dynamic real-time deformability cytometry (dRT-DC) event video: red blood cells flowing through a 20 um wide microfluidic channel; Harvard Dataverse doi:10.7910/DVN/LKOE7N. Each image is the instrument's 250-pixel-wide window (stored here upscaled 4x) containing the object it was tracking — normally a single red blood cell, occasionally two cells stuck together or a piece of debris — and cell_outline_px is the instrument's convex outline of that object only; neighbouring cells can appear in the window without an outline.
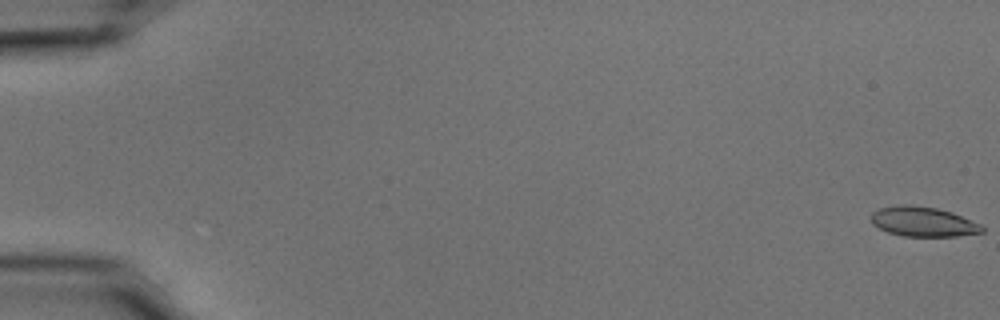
{"species": "common noctule bat (a hibernating species)", "species_latin": "Nyctalus noctula", "temperature_condition": "cold", "stored_images_in_passage": 21, "camera_frame_rate_fps": 3000, "um_per_image_px": 0.085, "animal": {"sex": "male", "body_mass_g": 15.6}, "frame": {"image": 1, "passage_image": 1, "time_ms": 0.0, "image_size_px": [1000, 320], "cell_outline_px": [[984, 232], [956, 236], [904, 236], [888, 232], [872, 224], [872, 212], [880, 208], [896, 204], [912, 204], [936, 208], [952, 212], [980, 224], [984, 228]], "centroid_in_image_um": [78.45, 18.83], "position_along_channel_um": 6.5, "area_um2": 19.25}}
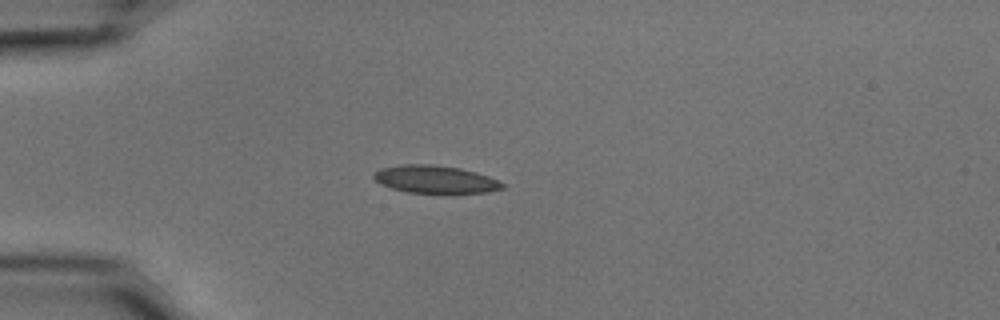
{"frame": {"image": 2, "passage_image": 16, "time_ms": 5.0, "image_size_px": [1000, 320], "cell_outline_px": [[504, 188], [488, 192], [408, 192], [392, 188], [380, 184], [372, 176], [380, 168], [404, 164], [432, 164], [460, 168], [476, 172], [488, 176], [504, 184]], "centroid_in_image_um": [36.98, 15.23], "position_along_channel_um": 48.0, "area_um2": 20.4}}